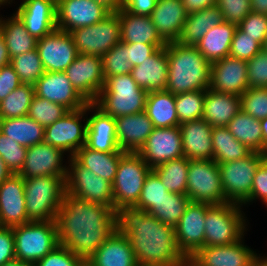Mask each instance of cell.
<instances>
[{"label":"cell","instance_id":"1","mask_svg":"<svg viewBox=\"0 0 267 266\" xmlns=\"http://www.w3.org/2000/svg\"><path fill=\"white\" fill-rule=\"evenodd\" d=\"M58 242L86 261L115 231V210L65 191L56 217Z\"/></svg>","mask_w":267,"mask_h":266},{"label":"cell","instance_id":"2","mask_svg":"<svg viewBox=\"0 0 267 266\" xmlns=\"http://www.w3.org/2000/svg\"><path fill=\"white\" fill-rule=\"evenodd\" d=\"M115 228L127 236L138 266H180L187 258L178 249L174 227L135 206L115 210Z\"/></svg>","mask_w":267,"mask_h":266},{"label":"cell","instance_id":"3","mask_svg":"<svg viewBox=\"0 0 267 266\" xmlns=\"http://www.w3.org/2000/svg\"><path fill=\"white\" fill-rule=\"evenodd\" d=\"M168 58L167 91L174 95L207 90L210 87L211 63L195 46L166 43Z\"/></svg>","mask_w":267,"mask_h":266},{"label":"cell","instance_id":"4","mask_svg":"<svg viewBox=\"0 0 267 266\" xmlns=\"http://www.w3.org/2000/svg\"><path fill=\"white\" fill-rule=\"evenodd\" d=\"M147 94L130 73L116 75L105 79L104 87L93 103L105 114L118 118L145 111Z\"/></svg>","mask_w":267,"mask_h":266},{"label":"cell","instance_id":"5","mask_svg":"<svg viewBox=\"0 0 267 266\" xmlns=\"http://www.w3.org/2000/svg\"><path fill=\"white\" fill-rule=\"evenodd\" d=\"M66 176L24 179L26 215L29 221L56 220L66 191Z\"/></svg>","mask_w":267,"mask_h":266},{"label":"cell","instance_id":"6","mask_svg":"<svg viewBox=\"0 0 267 266\" xmlns=\"http://www.w3.org/2000/svg\"><path fill=\"white\" fill-rule=\"evenodd\" d=\"M11 228L16 260L35 265L59 245L55 220L29 221Z\"/></svg>","mask_w":267,"mask_h":266},{"label":"cell","instance_id":"7","mask_svg":"<svg viewBox=\"0 0 267 266\" xmlns=\"http://www.w3.org/2000/svg\"><path fill=\"white\" fill-rule=\"evenodd\" d=\"M241 205H211L205 215L204 246H224L241 240L246 230V217Z\"/></svg>","mask_w":267,"mask_h":266},{"label":"cell","instance_id":"8","mask_svg":"<svg viewBox=\"0 0 267 266\" xmlns=\"http://www.w3.org/2000/svg\"><path fill=\"white\" fill-rule=\"evenodd\" d=\"M151 170L137 152H125L121 156L112 183L114 210L138 202L145 178Z\"/></svg>","mask_w":267,"mask_h":266},{"label":"cell","instance_id":"9","mask_svg":"<svg viewBox=\"0 0 267 266\" xmlns=\"http://www.w3.org/2000/svg\"><path fill=\"white\" fill-rule=\"evenodd\" d=\"M266 153L252 151L248 156L218 164L224 195L229 203L244 205L248 200L257 168Z\"/></svg>","mask_w":267,"mask_h":266},{"label":"cell","instance_id":"10","mask_svg":"<svg viewBox=\"0 0 267 266\" xmlns=\"http://www.w3.org/2000/svg\"><path fill=\"white\" fill-rule=\"evenodd\" d=\"M187 196L191 202L219 205L229 203L224 195L218 163L189 160Z\"/></svg>","mask_w":267,"mask_h":266},{"label":"cell","instance_id":"11","mask_svg":"<svg viewBox=\"0 0 267 266\" xmlns=\"http://www.w3.org/2000/svg\"><path fill=\"white\" fill-rule=\"evenodd\" d=\"M78 54L103 57L121 41L118 13L108 14L102 21L69 32Z\"/></svg>","mask_w":267,"mask_h":266},{"label":"cell","instance_id":"12","mask_svg":"<svg viewBox=\"0 0 267 266\" xmlns=\"http://www.w3.org/2000/svg\"><path fill=\"white\" fill-rule=\"evenodd\" d=\"M68 162L70 167H67L66 191L114 210L112 183L82 166L73 156Z\"/></svg>","mask_w":267,"mask_h":266},{"label":"cell","instance_id":"13","mask_svg":"<svg viewBox=\"0 0 267 266\" xmlns=\"http://www.w3.org/2000/svg\"><path fill=\"white\" fill-rule=\"evenodd\" d=\"M90 110V103L78 110L68 111L53 124L45 127L44 142L60 148L64 152H70L73 156L77 150L86 144L87 122L83 125L82 118Z\"/></svg>","mask_w":267,"mask_h":266},{"label":"cell","instance_id":"14","mask_svg":"<svg viewBox=\"0 0 267 266\" xmlns=\"http://www.w3.org/2000/svg\"><path fill=\"white\" fill-rule=\"evenodd\" d=\"M65 73L76 91L88 103H93L104 87L102 57L78 54Z\"/></svg>","mask_w":267,"mask_h":266},{"label":"cell","instance_id":"15","mask_svg":"<svg viewBox=\"0 0 267 266\" xmlns=\"http://www.w3.org/2000/svg\"><path fill=\"white\" fill-rule=\"evenodd\" d=\"M210 204L190 202L178 224L174 227L178 249L186 258L204 247L205 215Z\"/></svg>","mask_w":267,"mask_h":266},{"label":"cell","instance_id":"16","mask_svg":"<svg viewBox=\"0 0 267 266\" xmlns=\"http://www.w3.org/2000/svg\"><path fill=\"white\" fill-rule=\"evenodd\" d=\"M153 169L154 167L184 156L179 126L154 127L145 144L137 152Z\"/></svg>","mask_w":267,"mask_h":266},{"label":"cell","instance_id":"17","mask_svg":"<svg viewBox=\"0 0 267 266\" xmlns=\"http://www.w3.org/2000/svg\"><path fill=\"white\" fill-rule=\"evenodd\" d=\"M37 50L45 71L63 72L78 56L69 32L56 29L37 40Z\"/></svg>","mask_w":267,"mask_h":266},{"label":"cell","instance_id":"18","mask_svg":"<svg viewBox=\"0 0 267 266\" xmlns=\"http://www.w3.org/2000/svg\"><path fill=\"white\" fill-rule=\"evenodd\" d=\"M56 26L70 32L102 21L110 12L92 0H60L57 4Z\"/></svg>","mask_w":267,"mask_h":266},{"label":"cell","instance_id":"19","mask_svg":"<svg viewBox=\"0 0 267 266\" xmlns=\"http://www.w3.org/2000/svg\"><path fill=\"white\" fill-rule=\"evenodd\" d=\"M64 151L42 142L27 148L22 169L18 173L23 179L40 176H66L63 164Z\"/></svg>","mask_w":267,"mask_h":266},{"label":"cell","instance_id":"20","mask_svg":"<svg viewBox=\"0 0 267 266\" xmlns=\"http://www.w3.org/2000/svg\"><path fill=\"white\" fill-rule=\"evenodd\" d=\"M33 86L36 96L60 104L68 111L81 109L88 104L73 87L65 71H45Z\"/></svg>","mask_w":267,"mask_h":266},{"label":"cell","instance_id":"21","mask_svg":"<svg viewBox=\"0 0 267 266\" xmlns=\"http://www.w3.org/2000/svg\"><path fill=\"white\" fill-rule=\"evenodd\" d=\"M209 88L241 96L249 88L247 61L228 55L212 62Z\"/></svg>","mask_w":267,"mask_h":266},{"label":"cell","instance_id":"22","mask_svg":"<svg viewBox=\"0 0 267 266\" xmlns=\"http://www.w3.org/2000/svg\"><path fill=\"white\" fill-rule=\"evenodd\" d=\"M26 222L24 179L11 174L0 184V226L14 227Z\"/></svg>","mask_w":267,"mask_h":266},{"label":"cell","instance_id":"23","mask_svg":"<svg viewBox=\"0 0 267 266\" xmlns=\"http://www.w3.org/2000/svg\"><path fill=\"white\" fill-rule=\"evenodd\" d=\"M56 12V3L51 0H23L15 14L38 40L57 29Z\"/></svg>","mask_w":267,"mask_h":266},{"label":"cell","instance_id":"24","mask_svg":"<svg viewBox=\"0 0 267 266\" xmlns=\"http://www.w3.org/2000/svg\"><path fill=\"white\" fill-rule=\"evenodd\" d=\"M243 241L242 238L230 245L204 246L190 259L197 266H249L257 253Z\"/></svg>","mask_w":267,"mask_h":266},{"label":"cell","instance_id":"25","mask_svg":"<svg viewBox=\"0 0 267 266\" xmlns=\"http://www.w3.org/2000/svg\"><path fill=\"white\" fill-rule=\"evenodd\" d=\"M94 113L87 118L86 146L100 152H125L120 149L116 138L115 119L105 114L94 103H90Z\"/></svg>","mask_w":267,"mask_h":266},{"label":"cell","instance_id":"26","mask_svg":"<svg viewBox=\"0 0 267 266\" xmlns=\"http://www.w3.org/2000/svg\"><path fill=\"white\" fill-rule=\"evenodd\" d=\"M184 156L189 160H214L212 126L203 118L179 125Z\"/></svg>","mask_w":267,"mask_h":266},{"label":"cell","instance_id":"27","mask_svg":"<svg viewBox=\"0 0 267 266\" xmlns=\"http://www.w3.org/2000/svg\"><path fill=\"white\" fill-rule=\"evenodd\" d=\"M114 119L117 143L125 152H138L154 129L145 111Z\"/></svg>","mask_w":267,"mask_h":266},{"label":"cell","instance_id":"28","mask_svg":"<svg viewBox=\"0 0 267 266\" xmlns=\"http://www.w3.org/2000/svg\"><path fill=\"white\" fill-rule=\"evenodd\" d=\"M187 15L181 0H157L150 18L161 39L170 43L177 42Z\"/></svg>","mask_w":267,"mask_h":266},{"label":"cell","instance_id":"29","mask_svg":"<svg viewBox=\"0 0 267 266\" xmlns=\"http://www.w3.org/2000/svg\"><path fill=\"white\" fill-rule=\"evenodd\" d=\"M117 13L120 21L121 42L152 44L158 49L166 47V43L158 35L150 16L133 14L124 7Z\"/></svg>","mask_w":267,"mask_h":266},{"label":"cell","instance_id":"30","mask_svg":"<svg viewBox=\"0 0 267 266\" xmlns=\"http://www.w3.org/2000/svg\"><path fill=\"white\" fill-rule=\"evenodd\" d=\"M130 74L138 86L147 92L165 90L168 80L166 47L159 48L142 64L134 66Z\"/></svg>","mask_w":267,"mask_h":266},{"label":"cell","instance_id":"31","mask_svg":"<svg viewBox=\"0 0 267 266\" xmlns=\"http://www.w3.org/2000/svg\"><path fill=\"white\" fill-rule=\"evenodd\" d=\"M90 266H138L127 236L116 231L86 260Z\"/></svg>","mask_w":267,"mask_h":266},{"label":"cell","instance_id":"32","mask_svg":"<svg viewBox=\"0 0 267 266\" xmlns=\"http://www.w3.org/2000/svg\"><path fill=\"white\" fill-rule=\"evenodd\" d=\"M241 110L240 96L205 90L203 119L212 127H226Z\"/></svg>","mask_w":267,"mask_h":266},{"label":"cell","instance_id":"33","mask_svg":"<svg viewBox=\"0 0 267 266\" xmlns=\"http://www.w3.org/2000/svg\"><path fill=\"white\" fill-rule=\"evenodd\" d=\"M223 21L222 13L217 5L190 13L187 15L177 43L184 46H195L210 28Z\"/></svg>","mask_w":267,"mask_h":266},{"label":"cell","instance_id":"34","mask_svg":"<svg viewBox=\"0 0 267 266\" xmlns=\"http://www.w3.org/2000/svg\"><path fill=\"white\" fill-rule=\"evenodd\" d=\"M236 28V24L223 21L210 28L195 47L210 63L225 58L229 55Z\"/></svg>","mask_w":267,"mask_h":266},{"label":"cell","instance_id":"35","mask_svg":"<svg viewBox=\"0 0 267 266\" xmlns=\"http://www.w3.org/2000/svg\"><path fill=\"white\" fill-rule=\"evenodd\" d=\"M145 112L154 127L170 128L180 125L175 106V95L167 90L148 92Z\"/></svg>","mask_w":267,"mask_h":266},{"label":"cell","instance_id":"36","mask_svg":"<svg viewBox=\"0 0 267 266\" xmlns=\"http://www.w3.org/2000/svg\"><path fill=\"white\" fill-rule=\"evenodd\" d=\"M125 152H100L83 145L73 157L88 170L113 183L121 156Z\"/></svg>","mask_w":267,"mask_h":266},{"label":"cell","instance_id":"37","mask_svg":"<svg viewBox=\"0 0 267 266\" xmlns=\"http://www.w3.org/2000/svg\"><path fill=\"white\" fill-rule=\"evenodd\" d=\"M0 131L27 148L44 142L45 128L28 115L1 119Z\"/></svg>","mask_w":267,"mask_h":266},{"label":"cell","instance_id":"38","mask_svg":"<svg viewBox=\"0 0 267 266\" xmlns=\"http://www.w3.org/2000/svg\"><path fill=\"white\" fill-rule=\"evenodd\" d=\"M0 31L4 37L10 58L36 49L37 39L31 36L24 23L14 13L4 20L0 18Z\"/></svg>","mask_w":267,"mask_h":266},{"label":"cell","instance_id":"39","mask_svg":"<svg viewBox=\"0 0 267 266\" xmlns=\"http://www.w3.org/2000/svg\"><path fill=\"white\" fill-rule=\"evenodd\" d=\"M226 128L251 151L263 153V135L260 120L240 110Z\"/></svg>","mask_w":267,"mask_h":266},{"label":"cell","instance_id":"40","mask_svg":"<svg viewBox=\"0 0 267 266\" xmlns=\"http://www.w3.org/2000/svg\"><path fill=\"white\" fill-rule=\"evenodd\" d=\"M214 161L222 164L248 156L252 151L238 141L226 127H212Z\"/></svg>","mask_w":267,"mask_h":266},{"label":"cell","instance_id":"41","mask_svg":"<svg viewBox=\"0 0 267 266\" xmlns=\"http://www.w3.org/2000/svg\"><path fill=\"white\" fill-rule=\"evenodd\" d=\"M189 159L185 156L164 162L152 170L159 176L169 192L187 195Z\"/></svg>","mask_w":267,"mask_h":266},{"label":"cell","instance_id":"42","mask_svg":"<svg viewBox=\"0 0 267 266\" xmlns=\"http://www.w3.org/2000/svg\"><path fill=\"white\" fill-rule=\"evenodd\" d=\"M190 202L191 200L185 194L168 192L166 197L154 204L148 213L160 222L175 227Z\"/></svg>","mask_w":267,"mask_h":266},{"label":"cell","instance_id":"43","mask_svg":"<svg viewBox=\"0 0 267 266\" xmlns=\"http://www.w3.org/2000/svg\"><path fill=\"white\" fill-rule=\"evenodd\" d=\"M34 95L33 85L20 84L0 102V120L26 116Z\"/></svg>","mask_w":267,"mask_h":266},{"label":"cell","instance_id":"44","mask_svg":"<svg viewBox=\"0 0 267 266\" xmlns=\"http://www.w3.org/2000/svg\"><path fill=\"white\" fill-rule=\"evenodd\" d=\"M10 64L25 84L34 85L45 73L37 48L12 57Z\"/></svg>","mask_w":267,"mask_h":266},{"label":"cell","instance_id":"45","mask_svg":"<svg viewBox=\"0 0 267 266\" xmlns=\"http://www.w3.org/2000/svg\"><path fill=\"white\" fill-rule=\"evenodd\" d=\"M205 101V90L175 95V106L179 123L201 119Z\"/></svg>","mask_w":267,"mask_h":266},{"label":"cell","instance_id":"46","mask_svg":"<svg viewBox=\"0 0 267 266\" xmlns=\"http://www.w3.org/2000/svg\"><path fill=\"white\" fill-rule=\"evenodd\" d=\"M67 112L68 110L64 106L34 95L27 115L45 128Z\"/></svg>","mask_w":267,"mask_h":266},{"label":"cell","instance_id":"47","mask_svg":"<svg viewBox=\"0 0 267 266\" xmlns=\"http://www.w3.org/2000/svg\"><path fill=\"white\" fill-rule=\"evenodd\" d=\"M102 65L105 79L111 76L129 74L133 66L129 63L127 56V43L120 41L104 54Z\"/></svg>","mask_w":267,"mask_h":266},{"label":"cell","instance_id":"48","mask_svg":"<svg viewBox=\"0 0 267 266\" xmlns=\"http://www.w3.org/2000/svg\"><path fill=\"white\" fill-rule=\"evenodd\" d=\"M168 192L159 176L151 170L145 178L142 192L140 193L138 202L134 206L148 212L154 204H157L166 197V193Z\"/></svg>","mask_w":267,"mask_h":266},{"label":"cell","instance_id":"49","mask_svg":"<svg viewBox=\"0 0 267 266\" xmlns=\"http://www.w3.org/2000/svg\"><path fill=\"white\" fill-rule=\"evenodd\" d=\"M27 147L22 146L0 131V157L11 174H18L25 161Z\"/></svg>","mask_w":267,"mask_h":266},{"label":"cell","instance_id":"50","mask_svg":"<svg viewBox=\"0 0 267 266\" xmlns=\"http://www.w3.org/2000/svg\"><path fill=\"white\" fill-rule=\"evenodd\" d=\"M241 110L262 120L267 117V88H248L240 96Z\"/></svg>","mask_w":267,"mask_h":266},{"label":"cell","instance_id":"51","mask_svg":"<svg viewBox=\"0 0 267 266\" xmlns=\"http://www.w3.org/2000/svg\"><path fill=\"white\" fill-rule=\"evenodd\" d=\"M263 47L254 40V38L247 36L238 27L235 30L229 55L237 59L248 61L253 58Z\"/></svg>","mask_w":267,"mask_h":266},{"label":"cell","instance_id":"52","mask_svg":"<svg viewBox=\"0 0 267 266\" xmlns=\"http://www.w3.org/2000/svg\"><path fill=\"white\" fill-rule=\"evenodd\" d=\"M249 88H267V50L262 48L247 61Z\"/></svg>","mask_w":267,"mask_h":266},{"label":"cell","instance_id":"53","mask_svg":"<svg viewBox=\"0 0 267 266\" xmlns=\"http://www.w3.org/2000/svg\"><path fill=\"white\" fill-rule=\"evenodd\" d=\"M237 27L264 46L267 37V15L251 11Z\"/></svg>","mask_w":267,"mask_h":266},{"label":"cell","instance_id":"54","mask_svg":"<svg viewBox=\"0 0 267 266\" xmlns=\"http://www.w3.org/2000/svg\"><path fill=\"white\" fill-rule=\"evenodd\" d=\"M217 7L225 22L237 26L252 11L250 0H217Z\"/></svg>","mask_w":267,"mask_h":266},{"label":"cell","instance_id":"55","mask_svg":"<svg viewBox=\"0 0 267 266\" xmlns=\"http://www.w3.org/2000/svg\"><path fill=\"white\" fill-rule=\"evenodd\" d=\"M84 260L71 250L58 245L34 266H81Z\"/></svg>","mask_w":267,"mask_h":266},{"label":"cell","instance_id":"56","mask_svg":"<svg viewBox=\"0 0 267 266\" xmlns=\"http://www.w3.org/2000/svg\"><path fill=\"white\" fill-rule=\"evenodd\" d=\"M255 199L262 200L263 203L267 200V157L264 158L256 170L253 178L251 194L244 204L246 205Z\"/></svg>","mask_w":267,"mask_h":266},{"label":"cell","instance_id":"57","mask_svg":"<svg viewBox=\"0 0 267 266\" xmlns=\"http://www.w3.org/2000/svg\"><path fill=\"white\" fill-rule=\"evenodd\" d=\"M22 82L13 66L8 64L0 68V102L5 99Z\"/></svg>","mask_w":267,"mask_h":266},{"label":"cell","instance_id":"58","mask_svg":"<svg viewBox=\"0 0 267 266\" xmlns=\"http://www.w3.org/2000/svg\"><path fill=\"white\" fill-rule=\"evenodd\" d=\"M15 259L13 230L11 227L0 226V266Z\"/></svg>","mask_w":267,"mask_h":266},{"label":"cell","instance_id":"59","mask_svg":"<svg viewBox=\"0 0 267 266\" xmlns=\"http://www.w3.org/2000/svg\"><path fill=\"white\" fill-rule=\"evenodd\" d=\"M158 48L152 44L127 43V56L132 66L142 64L144 60L152 56Z\"/></svg>","mask_w":267,"mask_h":266},{"label":"cell","instance_id":"60","mask_svg":"<svg viewBox=\"0 0 267 266\" xmlns=\"http://www.w3.org/2000/svg\"><path fill=\"white\" fill-rule=\"evenodd\" d=\"M157 0H124V8L136 15L150 16Z\"/></svg>","mask_w":267,"mask_h":266},{"label":"cell","instance_id":"61","mask_svg":"<svg viewBox=\"0 0 267 266\" xmlns=\"http://www.w3.org/2000/svg\"><path fill=\"white\" fill-rule=\"evenodd\" d=\"M187 14L217 5V0H181Z\"/></svg>","mask_w":267,"mask_h":266},{"label":"cell","instance_id":"62","mask_svg":"<svg viewBox=\"0 0 267 266\" xmlns=\"http://www.w3.org/2000/svg\"><path fill=\"white\" fill-rule=\"evenodd\" d=\"M104 8H106L110 13H116L121 8L124 7V0H92Z\"/></svg>","mask_w":267,"mask_h":266},{"label":"cell","instance_id":"63","mask_svg":"<svg viewBox=\"0 0 267 266\" xmlns=\"http://www.w3.org/2000/svg\"><path fill=\"white\" fill-rule=\"evenodd\" d=\"M11 58L8 54V49L4 41V37L0 31V68L10 64Z\"/></svg>","mask_w":267,"mask_h":266},{"label":"cell","instance_id":"64","mask_svg":"<svg viewBox=\"0 0 267 266\" xmlns=\"http://www.w3.org/2000/svg\"><path fill=\"white\" fill-rule=\"evenodd\" d=\"M253 12L267 15V0H250Z\"/></svg>","mask_w":267,"mask_h":266},{"label":"cell","instance_id":"65","mask_svg":"<svg viewBox=\"0 0 267 266\" xmlns=\"http://www.w3.org/2000/svg\"><path fill=\"white\" fill-rule=\"evenodd\" d=\"M263 135V153H267V117L260 120Z\"/></svg>","mask_w":267,"mask_h":266},{"label":"cell","instance_id":"66","mask_svg":"<svg viewBox=\"0 0 267 266\" xmlns=\"http://www.w3.org/2000/svg\"><path fill=\"white\" fill-rule=\"evenodd\" d=\"M11 175L10 171L6 168V165L0 157V184Z\"/></svg>","mask_w":267,"mask_h":266},{"label":"cell","instance_id":"67","mask_svg":"<svg viewBox=\"0 0 267 266\" xmlns=\"http://www.w3.org/2000/svg\"><path fill=\"white\" fill-rule=\"evenodd\" d=\"M249 266H267V257H260V254L259 256L256 254Z\"/></svg>","mask_w":267,"mask_h":266},{"label":"cell","instance_id":"68","mask_svg":"<svg viewBox=\"0 0 267 266\" xmlns=\"http://www.w3.org/2000/svg\"><path fill=\"white\" fill-rule=\"evenodd\" d=\"M2 266H34V265L15 259L13 261H10V262L3 264Z\"/></svg>","mask_w":267,"mask_h":266},{"label":"cell","instance_id":"69","mask_svg":"<svg viewBox=\"0 0 267 266\" xmlns=\"http://www.w3.org/2000/svg\"><path fill=\"white\" fill-rule=\"evenodd\" d=\"M180 266H197L190 258H187Z\"/></svg>","mask_w":267,"mask_h":266},{"label":"cell","instance_id":"70","mask_svg":"<svg viewBox=\"0 0 267 266\" xmlns=\"http://www.w3.org/2000/svg\"><path fill=\"white\" fill-rule=\"evenodd\" d=\"M10 2L12 3V0H0V7L1 5H6L7 3L10 4Z\"/></svg>","mask_w":267,"mask_h":266},{"label":"cell","instance_id":"71","mask_svg":"<svg viewBox=\"0 0 267 266\" xmlns=\"http://www.w3.org/2000/svg\"><path fill=\"white\" fill-rule=\"evenodd\" d=\"M81 266H90L86 261H84Z\"/></svg>","mask_w":267,"mask_h":266},{"label":"cell","instance_id":"72","mask_svg":"<svg viewBox=\"0 0 267 266\" xmlns=\"http://www.w3.org/2000/svg\"><path fill=\"white\" fill-rule=\"evenodd\" d=\"M263 48H265L267 50V37H266V41H265Z\"/></svg>","mask_w":267,"mask_h":266},{"label":"cell","instance_id":"73","mask_svg":"<svg viewBox=\"0 0 267 266\" xmlns=\"http://www.w3.org/2000/svg\"><path fill=\"white\" fill-rule=\"evenodd\" d=\"M51 1L57 4L60 0H51Z\"/></svg>","mask_w":267,"mask_h":266}]
</instances>
